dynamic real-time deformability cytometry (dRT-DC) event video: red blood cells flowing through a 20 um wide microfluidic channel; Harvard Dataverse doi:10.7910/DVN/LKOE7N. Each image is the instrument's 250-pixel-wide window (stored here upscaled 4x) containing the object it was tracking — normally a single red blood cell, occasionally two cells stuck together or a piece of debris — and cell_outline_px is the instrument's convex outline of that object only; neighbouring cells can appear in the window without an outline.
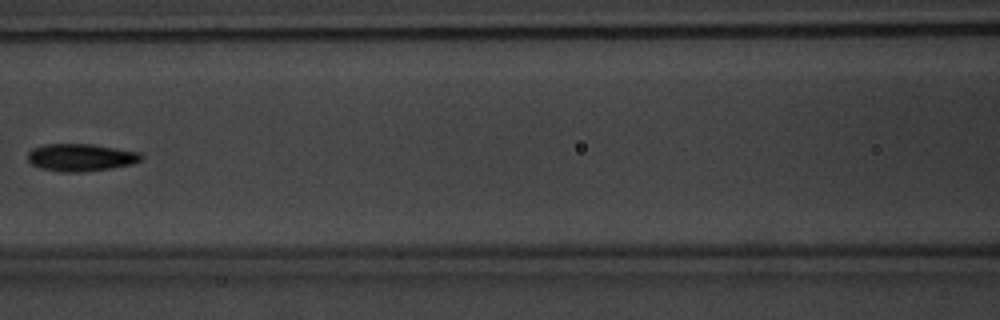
{"species": "common noctule bat (a hibernating species)", "species_latin": "Nyctalus noctula", "temperature_condition": "warm", "stored_images_in_passage": 6, "camera_frame_rate_fps": 3000, "um_per_image_px": 0.085, "animal": {"sex": "male", "body_mass_g": 20.1, "forearm_length_mm": 53.5}, "frame": {"image": 1, "passage_image": 6, "time_ms": 6.0, "image_size_px": [1000, 320], "cell_outline_px": [[144, 156], [140, 160], [132, 164], [112, 168], [76, 172], [64, 172], [40, 168], [32, 164], [28, 160], [28, 152], [32, 148], [44, 144], [92, 144], [140, 152]], "centroid_in_image_um": [6.86, 13.37], "position_along_channel_um": 159.7, "area_um2": 18.09}}